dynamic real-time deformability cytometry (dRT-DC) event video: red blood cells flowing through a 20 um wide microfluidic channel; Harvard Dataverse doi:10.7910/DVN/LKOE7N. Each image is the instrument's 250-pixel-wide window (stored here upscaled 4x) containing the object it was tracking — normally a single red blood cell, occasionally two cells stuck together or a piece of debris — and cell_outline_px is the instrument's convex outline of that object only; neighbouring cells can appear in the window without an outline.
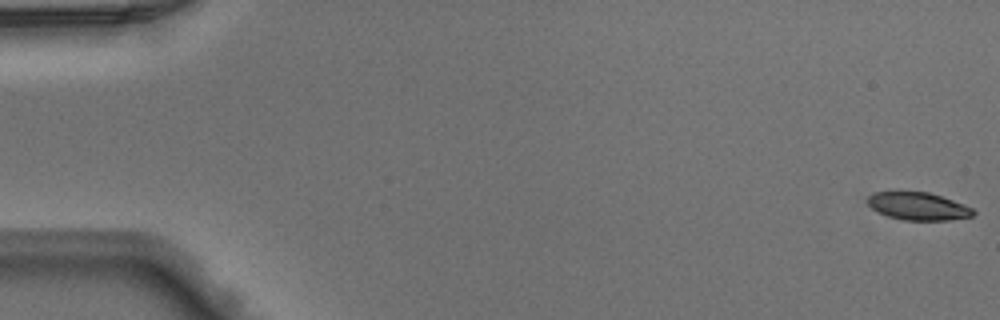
{"species": "Egyptian fruit bat (a non-hibernating species)", "species_latin": "Rousettus aegyptiacus", "temperature_condition": "warm", "stored_images_in_passage": 49, "camera_frame_rate_fps": 3000, "um_per_image_px": 0.085, "animal": {"sex": "male"}, "frame": {"image": 1, "passage_image": 1, "time_ms": 0.0, "image_size_px": [1000, 320], "cell_outline_px": [[976, 212], [972, 216], [948, 220], [904, 220], [888, 216], [876, 212], [868, 204], [868, 196], [872, 192], [928, 192], [964, 204], [972, 208]], "centroid_in_image_um": [78.02, 17.53], "position_along_channel_um": 7.0, "area_um2": 16.94}}
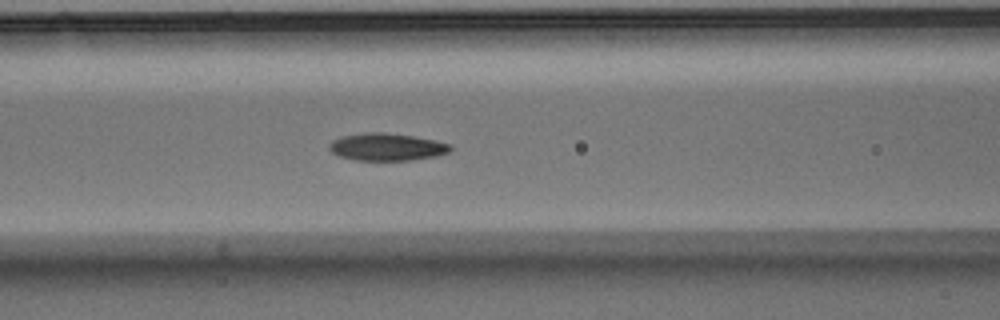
{"frame": {"image": 2, "passage_image": 21, "time_ms": 6.667, "image_size_px": [1000, 320], "cell_outline_px": [[452, 148], [448, 152], [436, 156], [412, 160], [356, 160], [340, 156], [332, 152], [328, 148], [328, 144], [332, 140], [340, 136], [364, 132], [384, 132], [412, 136], [452, 144]], "centroid_in_image_um": [32.84, 12.48], "position_along_channel_um": 133.8, "area_um2": 19.36}}
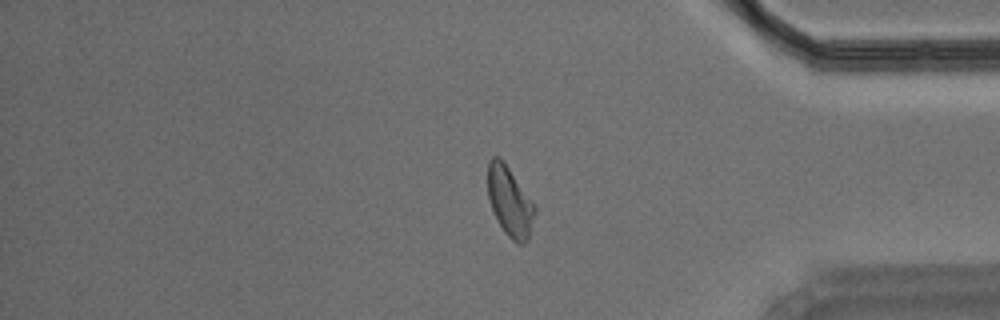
{"frame": {"image": 3, "passage_image": 41, "time_ms": 13.333, "image_size_px": [1000, 320], "cell_outline_px": [[536, 212], [528, 240], [524, 244], [516, 244], [504, 232], [492, 208], [488, 196], [488, 160], [492, 156], [500, 156], [504, 160], [536, 204]], "centroid_in_image_um": [43.36, 17.1], "position_along_channel_um": 391.8, "area_um2": 19.48}}